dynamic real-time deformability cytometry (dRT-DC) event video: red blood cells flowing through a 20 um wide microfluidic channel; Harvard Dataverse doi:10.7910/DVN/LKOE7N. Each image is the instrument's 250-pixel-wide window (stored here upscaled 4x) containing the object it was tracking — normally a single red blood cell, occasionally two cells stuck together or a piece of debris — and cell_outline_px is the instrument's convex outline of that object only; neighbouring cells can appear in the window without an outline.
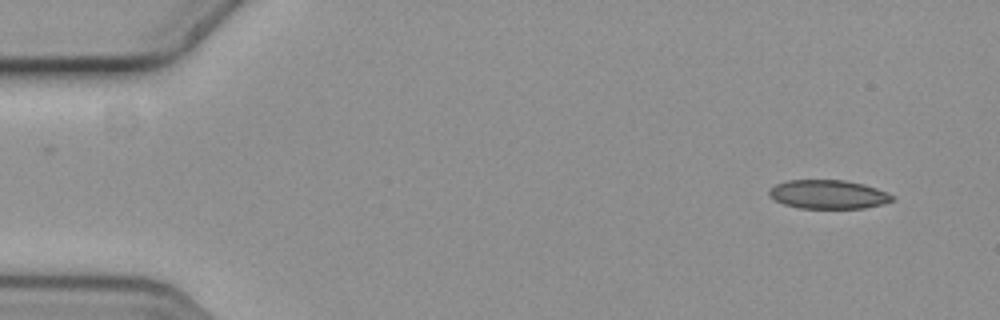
{"species": "common noctule bat (a hibernating species)", "species_latin": "Nyctalus noctula", "temperature_condition": "cold", "stored_images_in_passage": 7, "camera_frame_rate_fps": 3000, "um_per_image_px": 0.085, "animal": {"sex": "female", "body_mass_g": 19.3, "forearm_length_mm": 54.1}, "frame": {"image": 1, "passage_image": 1, "time_ms": 0.0, "image_size_px": [1000, 320], "cell_outline_px": [[892, 200], [884, 204], [864, 208], [800, 208], [784, 204], [776, 200], [768, 192], [776, 184], [788, 180], [844, 180], [864, 184], [876, 188], [892, 196]], "centroid_in_image_um": [70.4, 16.52], "position_along_channel_um": 14.6, "area_um2": 20.35}}
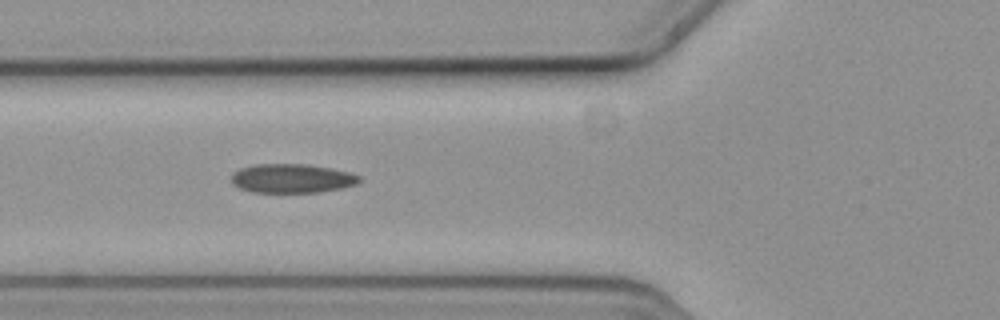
{"frame": {"image": 2, "passage_image": 6, "time_ms": 1.667, "image_size_px": [1000, 320], "cell_outline_px": [[360, 180], [356, 184], [344, 188], [320, 192], [252, 192], [240, 188], [232, 184], [232, 172], [240, 168], [256, 164], [308, 164], [332, 168], [348, 172], [360, 176]], "centroid_in_image_um": [24.81, 15.16], "position_along_channel_um": 101.0, "area_um2": 21.73}}
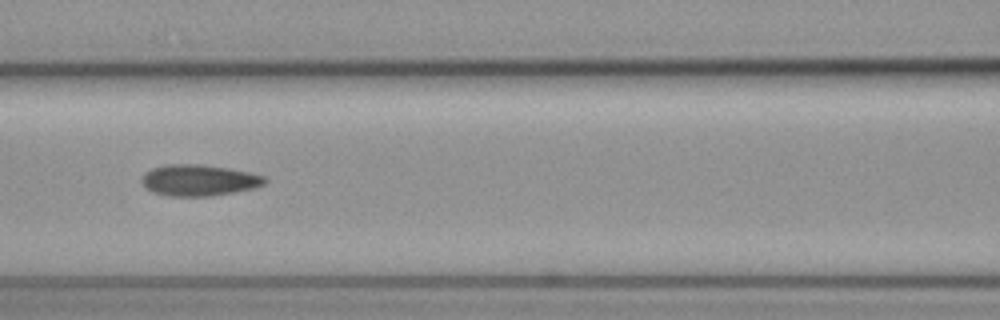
{"frame": {"image": 3, "passage_image": 7, "time_ms": 2.0, "image_size_px": [1000, 320], "cell_outline_px": [[268, 180], [264, 184], [256, 188], [236, 192], [212, 196], [168, 196], [152, 192], [144, 188], [140, 180], [144, 172], [152, 168], [168, 164], [200, 164], [228, 168], [248, 172], [264, 176]], "centroid_in_image_um": [16.88, 15.33], "position_along_channel_um": 149.7, "area_um2": 22.72}}